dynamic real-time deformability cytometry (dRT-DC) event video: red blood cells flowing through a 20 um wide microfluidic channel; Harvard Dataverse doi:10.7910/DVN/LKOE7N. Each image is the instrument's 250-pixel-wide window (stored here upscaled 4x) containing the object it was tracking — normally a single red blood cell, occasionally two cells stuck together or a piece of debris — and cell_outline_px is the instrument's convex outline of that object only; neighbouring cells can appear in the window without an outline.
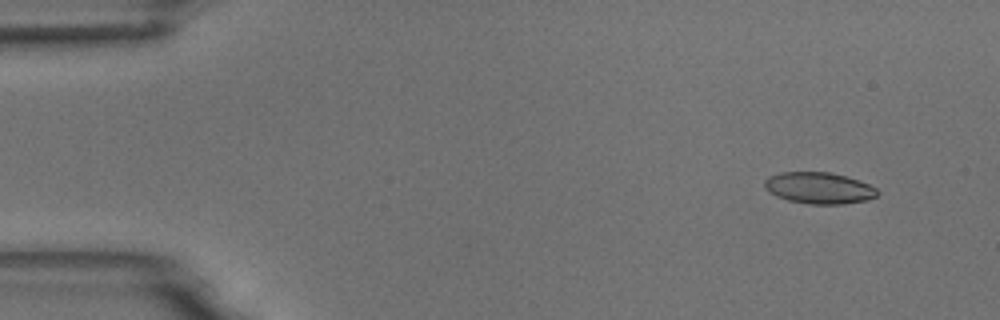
{"species": "common noctule bat (a hibernating species)", "species_latin": "Nyctalus noctula", "temperature_condition": "room temperature", "stored_images_in_passage": 4, "camera_frame_rate_fps": 3000, "um_per_image_px": 0.085, "animal": {"sex": "male", "body_mass_g": 18.8}, "frame": {"image": 1, "passage_image": 1, "time_ms": 0.0, "image_size_px": [1000, 320], "cell_outline_px": [[880, 192], [876, 196], [868, 200], [844, 204], [808, 204], [788, 200], [776, 196], [768, 192], [764, 188], [764, 180], [768, 176], [780, 172], [828, 172], [844, 176], [868, 184], [876, 188]], "centroid_in_image_um": [69.58, 15.99], "position_along_channel_um": 15.4, "area_um2": 20.75}}
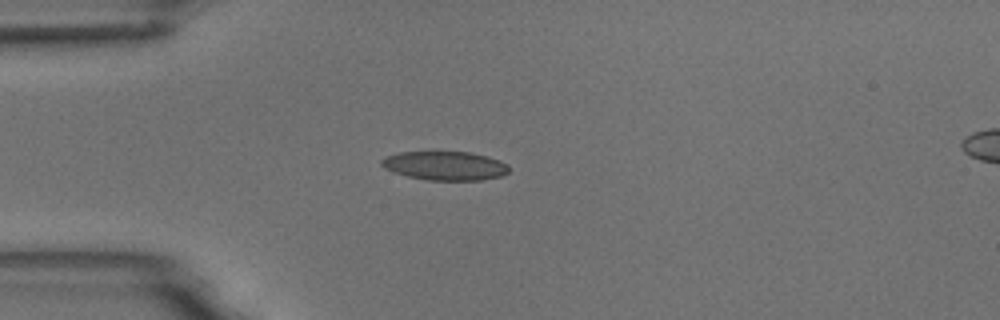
{"frame": {"image": 2, "passage_image": 4, "time_ms": 3.333, "image_size_px": [1000, 320], "cell_outline_px": [[508, 172], [500, 176], [480, 180], [428, 180], [408, 176], [392, 172], [384, 168], [380, 164], [380, 160], [384, 156], [400, 152], [468, 152], [488, 156], [500, 160], [508, 164]], "centroid_in_image_um": [37.79, 14.08], "position_along_channel_um": 47.2, "area_um2": 21.5}}